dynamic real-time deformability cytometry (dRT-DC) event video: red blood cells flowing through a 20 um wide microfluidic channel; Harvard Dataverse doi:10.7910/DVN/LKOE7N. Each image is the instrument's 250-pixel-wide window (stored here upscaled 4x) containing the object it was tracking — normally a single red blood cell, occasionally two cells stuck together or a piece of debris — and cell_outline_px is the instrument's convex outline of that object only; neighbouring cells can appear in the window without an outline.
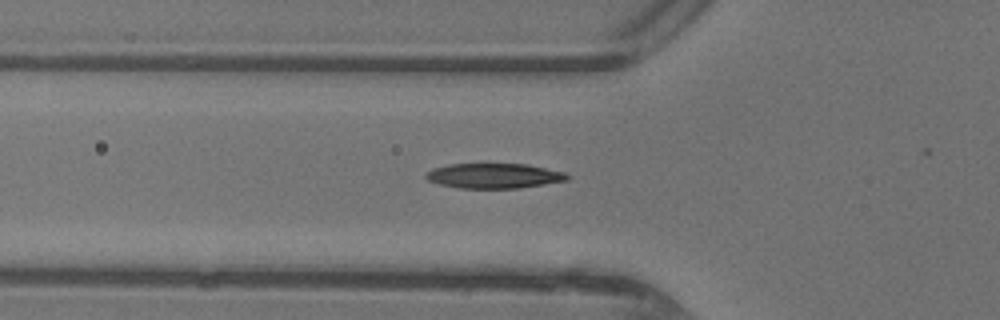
{"species": "common noctule bat (a hibernating species)", "species_latin": "Nyctalus noctula", "temperature_condition": "warm", "stored_images_in_passage": 11, "camera_frame_rate_fps": 3000, "um_per_image_px": 0.085, "animal": {"sex": "female"}, "frame": {"image": 1, "passage_image": 7, "time_ms": 2.0, "image_size_px": [1000, 320], "cell_outline_px": [[568, 180], [520, 188], [460, 188], [440, 184], [428, 180], [424, 176], [432, 168], [448, 164], [528, 164], [564, 172], [568, 176]], "centroid_in_image_um": [41.98, 14.94], "position_along_channel_um": 83.8, "area_um2": 20.46}}
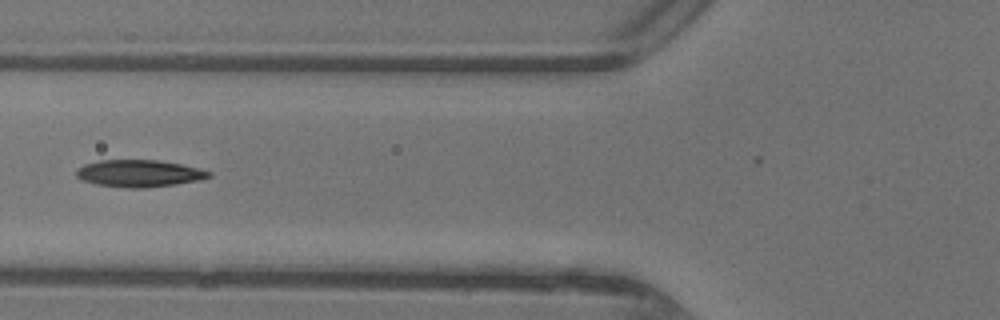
{"frame": {"image": 2, "passage_image": 9, "time_ms": 2.667, "image_size_px": [1000, 320], "cell_outline_px": [[212, 176], [200, 180], [176, 184], [144, 188], [124, 188], [96, 184], [80, 180], [76, 176], [76, 172], [84, 164], [100, 160], [156, 160], [180, 164], [200, 168], [212, 172]], "centroid_in_image_um": [11.84, 14.74], "position_along_channel_um": 114.0, "area_um2": 20.98}}